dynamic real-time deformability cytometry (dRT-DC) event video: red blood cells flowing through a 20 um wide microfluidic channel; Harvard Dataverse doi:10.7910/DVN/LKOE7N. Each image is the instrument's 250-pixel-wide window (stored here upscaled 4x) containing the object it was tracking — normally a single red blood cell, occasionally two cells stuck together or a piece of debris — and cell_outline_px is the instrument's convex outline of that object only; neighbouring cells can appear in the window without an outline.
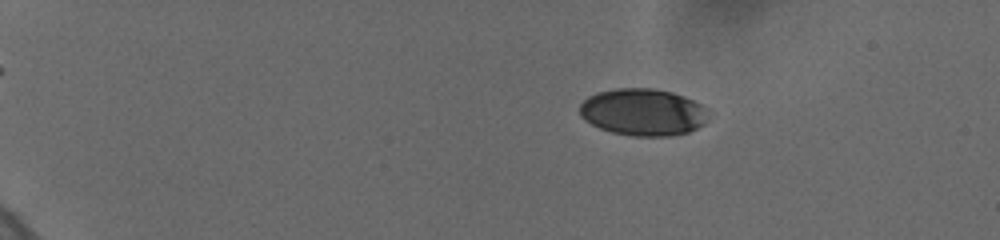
{"species": "human", "species_latin": "Homo sapiens", "temperature_condition": "cold", "stored_images_in_passage": 21, "camera_frame_rate_fps": 3000, "um_per_image_px": 0.085, "donor": {"sex": "female"}, "frame": {"image": 1, "passage_image": 3, "time_ms": 1.333, "image_size_px": [1000, 240], "cell_outline_px": [[712, 112], [708, 120], [704, 124], [688, 132], [668, 136], [632, 136], [612, 132], [600, 128], [584, 120], [580, 116], [580, 104], [588, 96], [596, 92], [616, 88], [652, 88], [672, 92], [684, 96], [708, 108]], "centroid_in_image_um": [54.68, 9.53], "position_along_channel_um": 30.3, "area_um2": 35.66}}
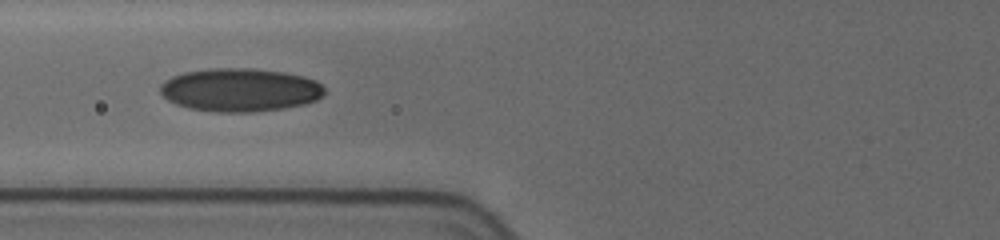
{"frame": {"image": 2, "passage_image": 13, "time_ms": 6.333, "image_size_px": [1000, 240], "cell_outline_px": [[324, 92], [316, 100], [304, 104], [284, 108], [252, 112], [216, 112], [188, 108], [176, 104], [168, 100], [160, 92], [160, 84], [164, 80], [172, 76], [184, 72], [208, 68], [252, 68], [284, 72], [304, 76], [316, 80], [324, 88]], "centroid_in_image_um": [20.37, 7.63], "position_along_channel_um": 105.4, "area_um2": 41.62}}
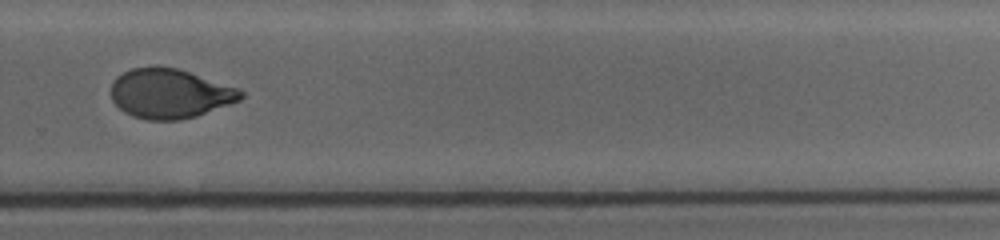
{"frame": {"image": 3, "passage_image": 21, "time_ms": 12.0, "image_size_px": [1000, 240], "cell_outline_px": [[244, 96], [240, 100], [196, 116], [180, 120], [148, 120], [132, 116], [124, 112], [112, 100], [112, 80], [116, 76], [132, 68], [152, 64], [156, 64], [180, 68], [240, 88], [244, 92]], "centroid_in_image_um": [14.44, 7.91], "position_along_channel_um": 315.4, "area_um2": 38.15}}